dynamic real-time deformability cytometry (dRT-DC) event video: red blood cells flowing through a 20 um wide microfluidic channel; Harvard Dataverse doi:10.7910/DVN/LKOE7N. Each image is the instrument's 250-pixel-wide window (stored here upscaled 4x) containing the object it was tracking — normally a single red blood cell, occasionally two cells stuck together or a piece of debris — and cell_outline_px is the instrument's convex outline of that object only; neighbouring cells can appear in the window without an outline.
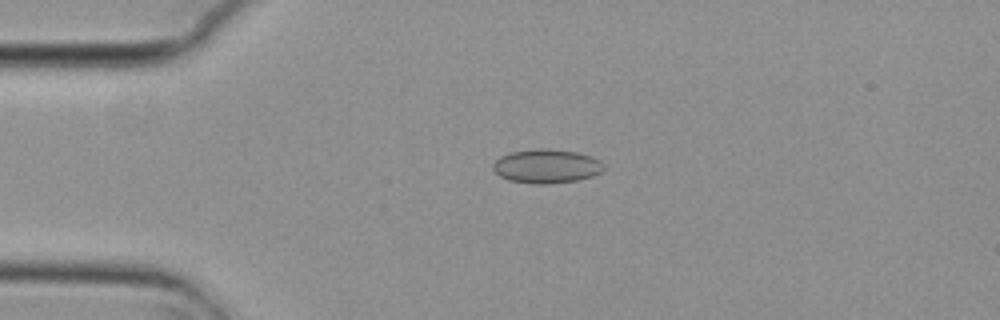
{"species": "common noctule bat (a hibernating species)", "species_latin": "Nyctalus noctula", "temperature_condition": "cold", "stored_images_in_passage": 46, "camera_frame_rate_fps": 3000, "um_per_image_px": 0.085, "animal": {"sex": "female", "body_mass_g": 29.2, "forearm_length_mm": 56.3}, "frame": {"image": 1, "passage_image": 7, "time_ms": 2.0, "image_size_px": [1000, 320], "cell_outline_px": [[604, 168], [600, 172], [592, 176], [576, 180], [548, 184], [532, 184], [508, 180], [500, 176], [492, 168], [492, 164], [500, 156], [512, 152], [540, 148], [544, 148], [576, 152], [592, 156], [600, 160], [604, 164]], "centroid_in_image_um": [46.45, 14.13], "position_along_channel_um": 38.6, "area_um2": 21.91}}
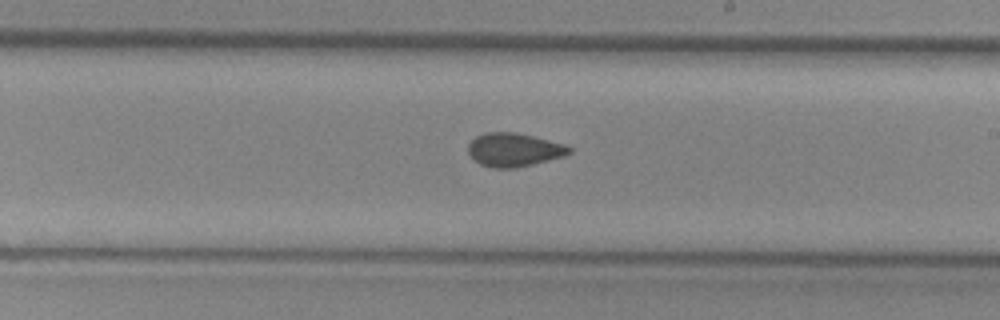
{"frame": {"image": 2, "passage_image": 26, "time_ms": 8.333, "image_size_px": [1000, 320], "cell_outline_px": [[572, 152], [564, 156], [516, 168], [492, 168], [480, 164], [468, 152], [468, 144], [476, 136], [484, 132], [516, 132], [564, 144], [572, 148]], "centroid_in_image_um": [43.68, 12.73], "position_along_channel_um": 245.3, "area_um2": 19.65}}
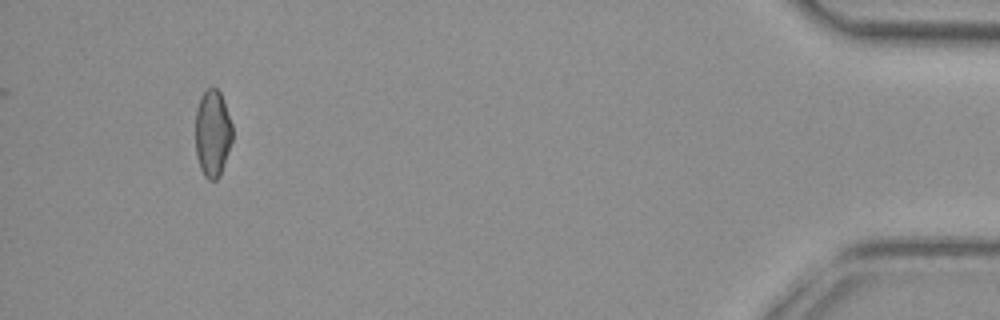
{"frame": {"image": 3, "passage_image": 46, "time_ms": 15.0, "image_size_px": [1000, 320], "cell_outline_px": [[232, 140], [220, 176], [216, 180], [208, 180], [204, 176], [200, 168], [196, 156], [196, 108], [200, 96], [212, 84], [220, 92], [224, 100], [232, 124]], "centroid_in_image_um": [18.06, 11.31], "position_along_channel_um": 417.1, "area_um2": 18.96}, "authors_computed_cell_mechanics": {"area_um2": 19.9121, "velocity_mm_per_s": 3.7298, "shape_relaxation_time_tau1_ms": null, "shape_relaxation_time_tau2_ms": 2.0135, "deformation_change_tau1": null, "deformation_change_tau2": 0.0625}}